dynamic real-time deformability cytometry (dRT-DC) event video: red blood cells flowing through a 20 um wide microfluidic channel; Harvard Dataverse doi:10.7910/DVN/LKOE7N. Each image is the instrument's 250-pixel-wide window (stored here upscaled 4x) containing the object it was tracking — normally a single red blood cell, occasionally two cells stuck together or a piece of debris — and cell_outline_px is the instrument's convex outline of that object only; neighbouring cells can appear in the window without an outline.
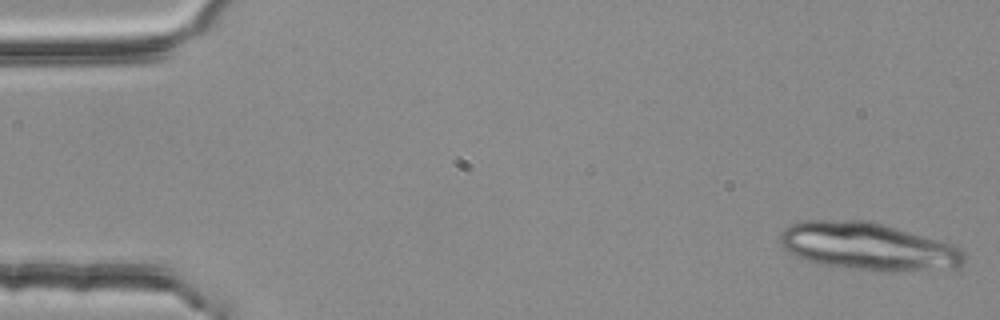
{"species": "common noctule bat (a hibernating species)", "species_latin": "Nyctalus noctula", "temperature_condition": "room temperature", "stored_images_in_passage": 38, "segment_of_instrument_passage": [1, 2], "camera_frame_rate_fps": 3000, "um_per_image_px": 0.085, "animal": {"sex": "female", "body_mass_g": 25.1}, "frame": {"image": 1, "passage_image": 1, "time_ms": 0.0, "image_size_px": [1000, 320], "cell_outline_px": [[964, 264], [956, 268], [884, 272], [824, 264], [808, 260], [796, 256], [784, 248], [780, 240], [780, 232], [784, 228], [800, 220], [868, 220], [896, 228], [936, 240], [960, 248], [964, 252]], "centroid_in_image_um": [73.76, 20.94], "position_along_channel_um": 11.2, "area_um2": 50.46}}